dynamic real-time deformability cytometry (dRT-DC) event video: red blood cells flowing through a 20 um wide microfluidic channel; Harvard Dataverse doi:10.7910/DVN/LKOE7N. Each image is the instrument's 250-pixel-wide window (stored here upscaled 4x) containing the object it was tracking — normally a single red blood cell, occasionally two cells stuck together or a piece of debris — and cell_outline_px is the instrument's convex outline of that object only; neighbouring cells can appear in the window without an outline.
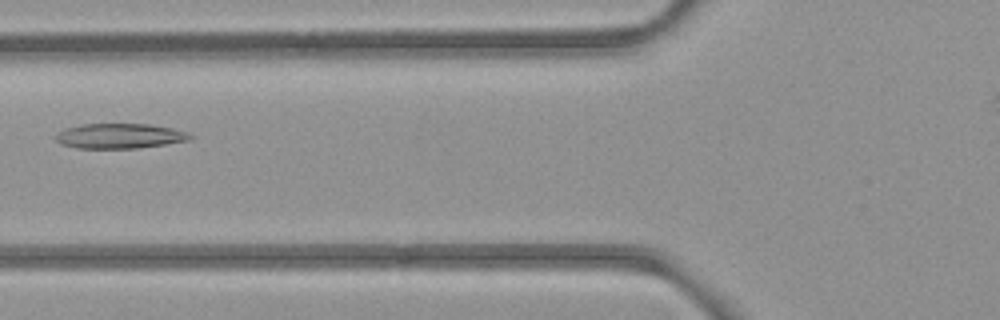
{"species": "common noctule bat (a hibernating species)", "species_latin": "Nyctalus noctula", "temperature_condition": "room temperature", "stored_images_in_passage": 3, "camera_frame_rate_fps": 3000, "um_per_image_px": 0.085, "animal": {"sex": "female", "body_mass_g": 21.9}, "frame": {"image": 1, "passage_image": 2, "time_ms": 1.333, "image_size_px": [1000, 320], "cell_outline_px": [[196, 136], [188, 140], [164, 144], [136, 148], [76, 148], [60, 144], [56, 140], [56, 132], [64, 128], [80, 124], [148, 124], [172, 128], [188, 132]], "centroid_in_image_um": [10.14, 11.55], "position_along_channel_um": 115.7, "area_um2": 19.65}}
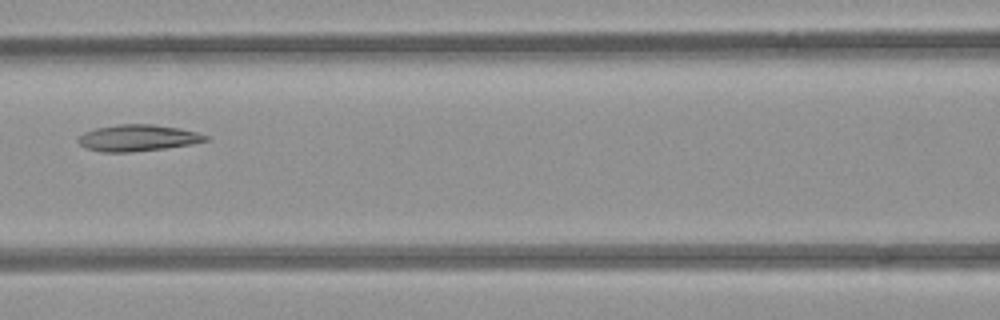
{"frame": {"image": 2, "passage_image": 3, "time_ms": 2.333, "image_size_px": [1000, 320], "cell_outline_px": [[212, 136], [208, 140], [188, 144], [164, 148], [132, 152], [100, 152], [84, 148], [76, 140], [84, 132], [96, 128], [120, 124], [152, 124], [180, 128]], "centroid_in_image_um": [11.69, 11.72], "position_along_channel_um": 154.9, "area_um2": 19.65}}